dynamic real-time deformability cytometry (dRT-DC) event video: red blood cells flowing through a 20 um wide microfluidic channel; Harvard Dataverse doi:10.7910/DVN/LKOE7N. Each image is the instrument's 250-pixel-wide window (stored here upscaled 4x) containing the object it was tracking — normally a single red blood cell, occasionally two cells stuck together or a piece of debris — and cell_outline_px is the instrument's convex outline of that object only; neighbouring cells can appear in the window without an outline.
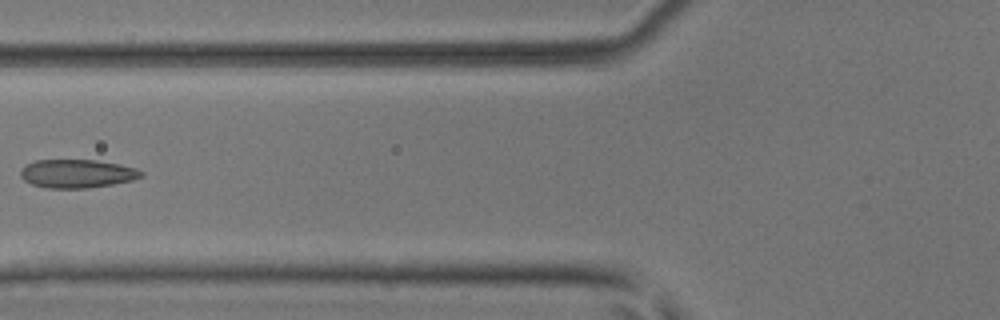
{"species": "common noctule bat (a hibernating species)", "species_latin": "Nyctalus noctula", "temperature_condition": "room temperature", "stored_images_in_passage": 6, "camera_frame_rate_fps": 3000, "um_per_image_px": 0.085, "animal": {"sex": "male", "body_mass_g": 17.9, "forearm_length_mm": 54.2}, "frame": {"image": 1, "passage_image": 6, "time_ms": 1.667, "image_size_px": [1000, 320], "cell_outline_px": [[144, 176], [132, 180], [112, 184], [88, 188], [48, 188], [32, 184], [24, 180], [20, 176], [20, 172], [28, 164], [36, 160], [96, 160], [120, 164], [136, 168], [144, 172]], "centroid_in_image_um": [6.59, 14.76], "position_along_channel_um": 119.2, "area_um2": 19.94}}